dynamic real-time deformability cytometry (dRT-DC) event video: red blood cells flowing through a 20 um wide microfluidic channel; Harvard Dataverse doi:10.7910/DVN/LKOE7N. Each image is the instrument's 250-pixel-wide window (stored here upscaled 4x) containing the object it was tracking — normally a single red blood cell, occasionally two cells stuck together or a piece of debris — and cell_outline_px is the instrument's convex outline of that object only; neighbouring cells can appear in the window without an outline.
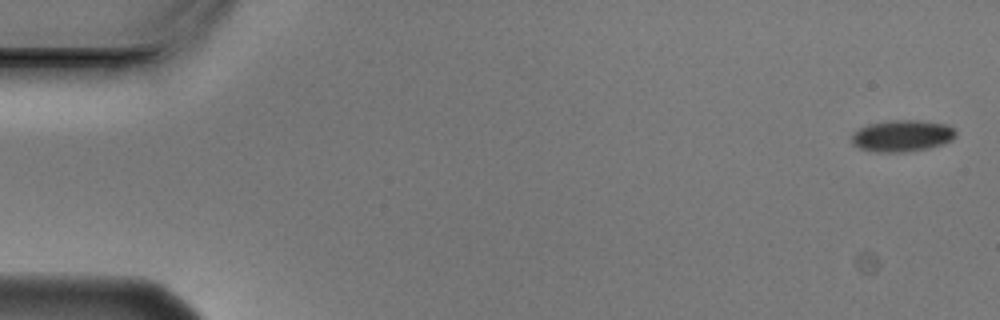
{"species": "Egyptian fruit bat (a non-hibernating species)", "species_latin": "Rousettus aegyptiacus", "temperature_condition": "cold", "stored_images_in_passage": 6, "camera_frame_rate_fps": 3000, "um_per_image_px": 0.085, "animal": {"sex": "male"}, "frame": {"image": 1, "passage_image": 1, "time_ms": 0.0, "image_size_px": [1000, 320], "cell_outline_px": [[956, 136], [952, 140], [928, 148], [904, 152], [872, 152], [860, 148], [852, 144], [852, 136], [860, 128], [868, 124], [892, 120], [916, 120], [944, 124], [952, 128], [956, 132]], "centroid_in_image_um": [76.66, 11.55], "position_along_channel_um": 8.3, "area_um2": 18.96}}